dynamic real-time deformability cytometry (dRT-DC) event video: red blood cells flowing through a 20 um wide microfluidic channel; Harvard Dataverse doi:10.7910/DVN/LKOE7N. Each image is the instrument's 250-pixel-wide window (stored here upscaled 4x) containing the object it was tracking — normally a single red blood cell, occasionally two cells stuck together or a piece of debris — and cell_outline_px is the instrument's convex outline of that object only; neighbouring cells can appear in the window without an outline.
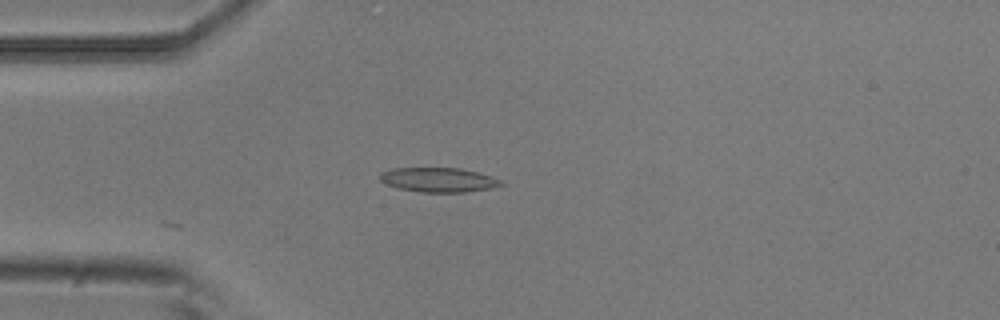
{"species": "common noctule bat (a hibernating species)", "species_latin": "Nyctalus noctula", "temperature_condition": "room temperature", "stored_images_in_passage": 4, "camera_frame_rate_fps": 3000, "um_per_image_px": 0.085, "animal": {"sex": "male", "body_mass_g": 20.5, "forearm_length_mm": 52.5}, "frame": {"image": 1, "passage_image": 3, "time_ms": 0.667, "image_size_px": [1000, 320], "cell_outline_px": [[504, 184], [488, 188], [464, 192], [420, 192], [396, 188], [384, 184], [380, 180], [380, 172], [392, 168], [460, 168], [476, 172], [500, 180]], "centroid_in_image_um": [37.17, 15.28], "position_along_channel_um": 47.8, "area_um2": 17.11}}